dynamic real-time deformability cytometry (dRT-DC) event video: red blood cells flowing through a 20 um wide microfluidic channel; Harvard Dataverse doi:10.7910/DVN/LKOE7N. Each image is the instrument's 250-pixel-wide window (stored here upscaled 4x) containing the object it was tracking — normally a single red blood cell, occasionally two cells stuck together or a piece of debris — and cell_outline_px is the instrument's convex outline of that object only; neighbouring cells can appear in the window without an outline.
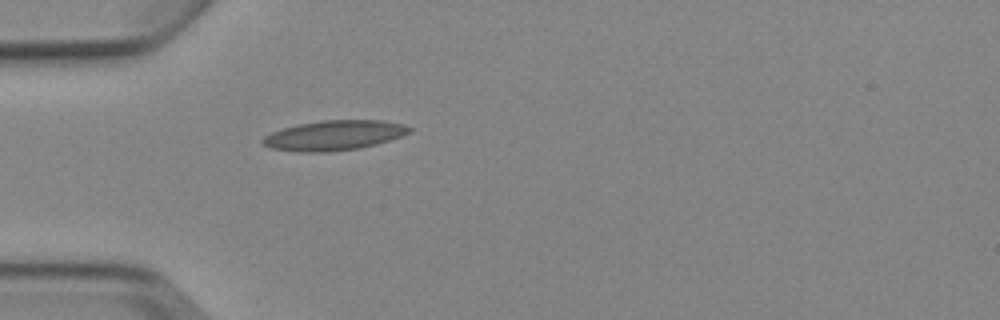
{"species": "Egyptian fruit bat (a non-hibernating species)", "species_latin": "Rousettus aegyptiacus", "temperature_condition": "cold", "stored_images_in_passage": 1, "camera_frame_rate_fps": 3000, "um_per_image_px": 0.085, "animal": {"sex": "female"}, "frame": {"image": 1, "passage_image": 1, "time_ms": 0.0, "image_size_px": [1000, 320], "cell_outline_px": [[412, 132], [376, 144], [360, 148], [324, 152], [300, 152], [272, 148], [264, 144], [260, 140], [264, 136], [272, 132], [284, 128], [300, 124], [324, 120], [380, 120], [404, 124], [412, 128]], "centroid_in_image_um": [28.42, 11.5], "position_along_channel_um": 56.6, "area_um2": 25.32}}